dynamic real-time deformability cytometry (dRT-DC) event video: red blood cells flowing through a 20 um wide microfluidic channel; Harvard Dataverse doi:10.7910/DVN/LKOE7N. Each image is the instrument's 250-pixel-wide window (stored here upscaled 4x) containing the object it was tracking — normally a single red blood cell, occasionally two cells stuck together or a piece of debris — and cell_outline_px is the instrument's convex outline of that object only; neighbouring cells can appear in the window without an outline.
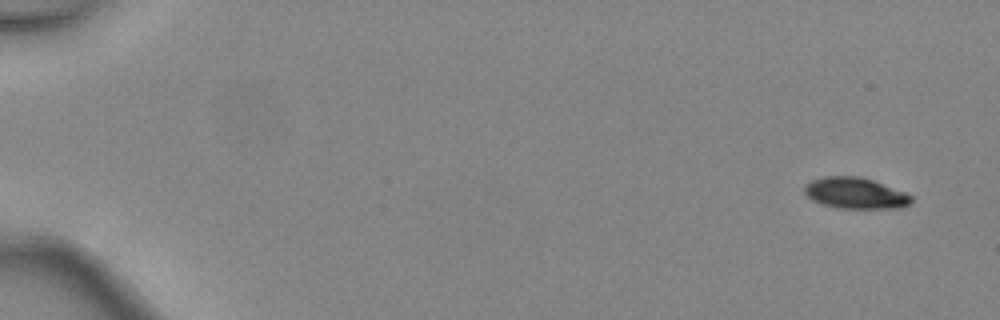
{"species": "common noctule bat (a hibernating species)", "species_latin": "Nyctalus noctula", "temperature_condition": "warm", "stored_images_in_passage": 5, "camera_frame_rate_fps": 3000, "um_per_image_px": 0.085, "animal": {"sex": "female", "body_mass_g": 24.6, "forearm_length_mm": 56.2}, "frame": {"image": 1, "passage_image": 1, "time_ms": 0.0, "image_size_px": [1000, 320], "cell_outline_px": [[912, 200], [908, 204], [900, 208], [836, 208], [820, 204], [812, 200], [804, 192], [804, 188], [812, 180], [828, 176], [856, 176], [872, 180], [904, 192], [912, 196]], "centroid_in_image_um": [72.68, 16.43], "position_along_channel_um": 12.3, "area_um2": 19.13}}
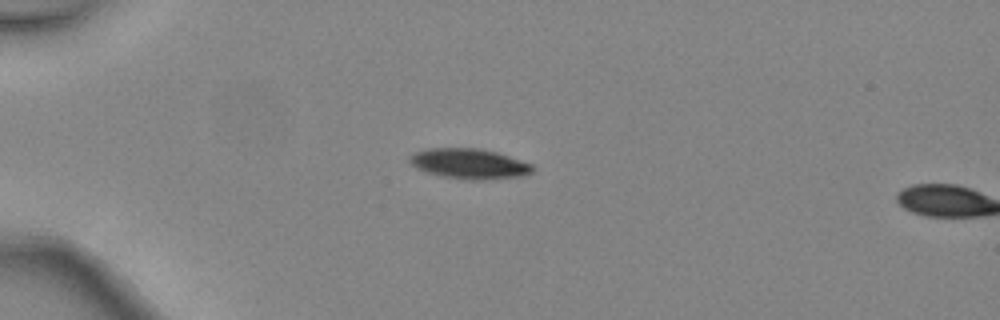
{"frame": {"image": 2, "passage_image": 4, "time_ms": 1.0, "image_size_px": [1000, 320], "cell_outline_px": [[536, 168], [532, 172], [524, 176], [476, 180], [472, 180], [440, 176], [416, 168], [408, 160], [408, 156], [416, 152], [428, 148], [480, 148], [496, 152], [532, 164]], "centroid_in_image_um": [39.89, 13.91], "position_along_channel_um": 45.1, "area_um2": 21.62}}